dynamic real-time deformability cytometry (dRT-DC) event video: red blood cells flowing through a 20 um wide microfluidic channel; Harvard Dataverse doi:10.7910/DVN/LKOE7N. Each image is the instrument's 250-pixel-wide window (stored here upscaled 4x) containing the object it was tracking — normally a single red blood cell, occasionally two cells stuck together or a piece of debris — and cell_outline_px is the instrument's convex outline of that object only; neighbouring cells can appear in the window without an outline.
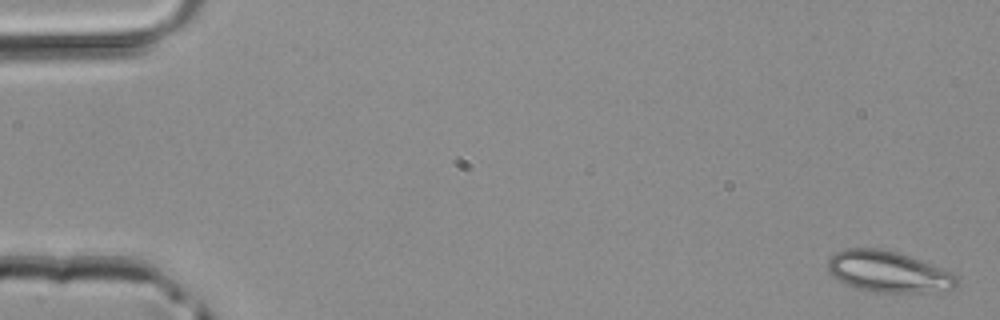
{"species": "common noctule bat (a hibernating species)", "species_latin": "Nyctalus noctula", "temperature_condition": "room temperature", "stored_images_in_passage": 4, "camera_frame_rate_fps": 3000, "um_per_image_px": 0.085, "animal": {"sex": "male", "body_mass_g": 20.4}, "frame": {"image": 1, "passage_image": 1, "time_ms": 0.0, "image_size_px": [1000, 320], "cell_outline_px": [[960, 280], [952, 288], [924, 292], [872, 292], [856, 288], [832, 276], [828, 272], [828, 260], [836, 252], [844, 248], [880, 248], [900, 252], [932, 264], [952, 272], [960, 276]], "centroid_in_image_um": [75.51, 23.08], "position_along_channel_um": 9.5, "area_um2": 31.04}}